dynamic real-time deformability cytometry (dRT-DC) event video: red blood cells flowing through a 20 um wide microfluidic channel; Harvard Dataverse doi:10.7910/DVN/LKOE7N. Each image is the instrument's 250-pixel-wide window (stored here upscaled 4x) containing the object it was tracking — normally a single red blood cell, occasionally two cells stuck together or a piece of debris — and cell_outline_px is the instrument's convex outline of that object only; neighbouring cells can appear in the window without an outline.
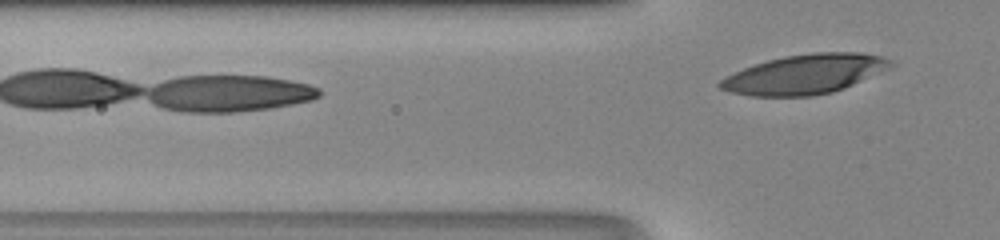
{"species": "human", "species_latin": "Homo sapiens", "temperature_condition": "room temperature", "stored_images_in_passage": 5, "camera_frame_rate_fps": 3000, "um_per_image_px": 0.085, "donor": {"sex": "male"}, "frame": {"image": 1, "passage_image": 5, "time_ms": 1.333, "image_size_px": [1000, 240], "cell_outline_px": [[896, 64], [888, 68], [844, 88], [832, 92], [812, 96], [752, 96], [732, 92], [720, 88], [716, 84], [724, 76], [744, 68], [768, 60], [784, 56], [812, 52], [860, 52], [880, 56], [892, 60]], "centroid_in_image_um": [68.39, 6.3], "position_along_channel_um": 57.4, "area_um2": 39.07}}